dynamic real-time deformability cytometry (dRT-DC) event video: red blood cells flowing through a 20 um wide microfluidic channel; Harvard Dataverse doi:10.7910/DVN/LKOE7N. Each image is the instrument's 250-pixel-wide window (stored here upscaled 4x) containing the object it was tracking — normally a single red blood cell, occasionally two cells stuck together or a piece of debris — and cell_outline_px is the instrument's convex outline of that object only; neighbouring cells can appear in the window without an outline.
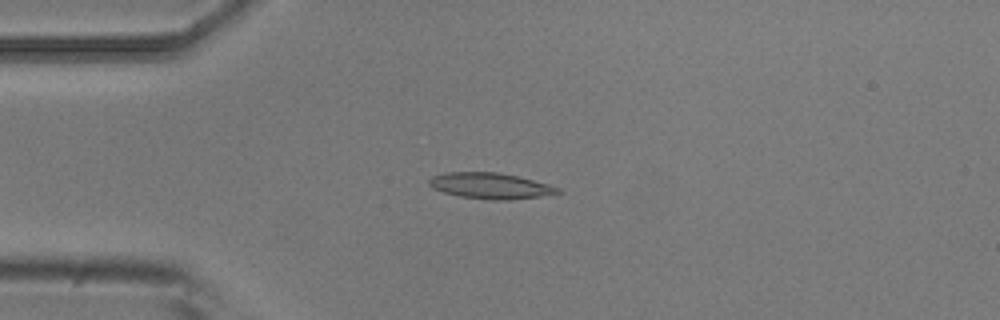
{"species": "common noctule bat (a hibernating species)", "species_latin": "Nyctalus noctula", "temperature_condition": "room temperature", "stored_images_in_passage": 6, "camera_frame_rate_fps": 3000, "um_per_image_px": 0.085, "animal": {"sex": "male", "body_mass_g": 20.5, "forearm_length_mm": 52.5}, "frame": {"image": 1, "passage_image": 4, "time_ms": 1.0, "image_size_px": [1000, 320], "cell_outline_px": [[564, 192], [540, 196], [508, 200], [492, 200], [460, 196], [444, 192], [432, 188], [428, 184], [428, 180], [432, 176], [444, 172], [496, 172], [516, 176], [548, 184], [560, 188]], "centroid_in_image_um": [41.66, 15.79], "position_along_channel_um": 43.3, "area_um2": 19.36}}
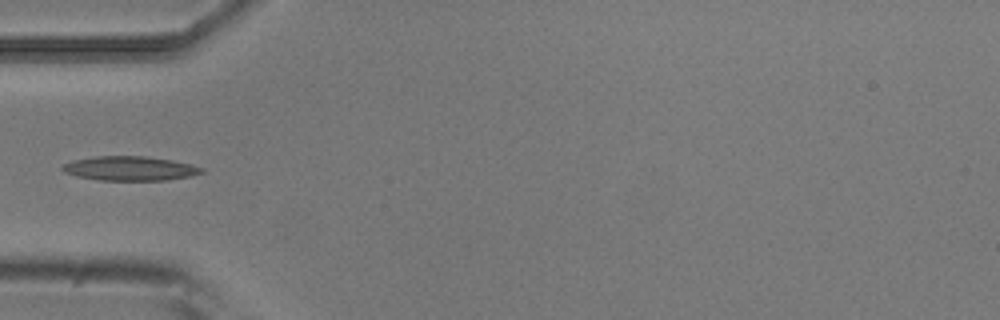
{"frame": {"image": 2, "passage_image": 5, "time_ms": 1.333, "image_size_px": [1000, 320], "cell_outline_px": [[204, 172], [188, 176], [168, 180], [100, 180], [76, 176], [64, 172], [60, 168], [64, 164], [72, 160], [96, 156], [144, 156], [172, 160], [204, 168]], "centroid_in_image_um": [11.0, 14.31], "position_along_channel_um": 74.0, "area_um2": 19.59}}
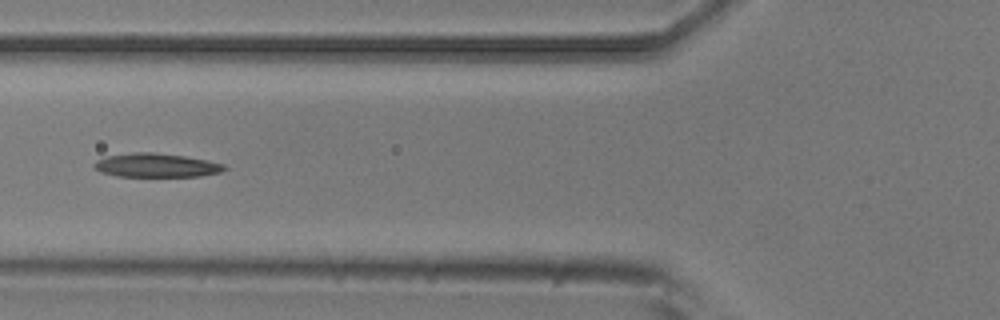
{"frame": {"image": 3, "passage_image": 6, "time_ms": 1.667, "image_size_px": [1000, 320], "cell_outline_px": [[228, 168], [220, 172], [200, 176], [116, 176], [100, 172], [92, 164], [96, 160], [108, 156], [132, 152], [152, 152], [184, 156], [224, 164]], "centroid_in_image_um": [13.26, 14.05], "position_along_channel_um": 112.5, "area_um2": 17.92}}